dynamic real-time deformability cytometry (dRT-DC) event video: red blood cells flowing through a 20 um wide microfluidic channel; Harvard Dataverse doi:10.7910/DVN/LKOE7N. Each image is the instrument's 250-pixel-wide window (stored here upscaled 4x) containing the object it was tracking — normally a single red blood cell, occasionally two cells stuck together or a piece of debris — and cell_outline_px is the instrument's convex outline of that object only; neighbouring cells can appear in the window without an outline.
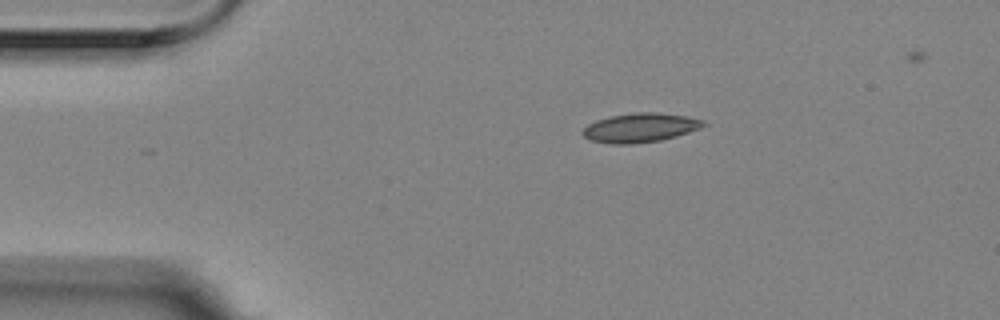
{"species": "Egyptian fruit bat (a non-hibernating species)", "species_latin": "Rousettus aegyptiacus", "temperature_condition": "room temperature", "stored_images_in_passage": 5, "camera_frame_rate_fps": 3000, "um_per_image_px": 0.085, "animal": {"sex": "female"}, "frame": {"image": 1, "passage_image": 1, "time_ms": 0.0, "image_size_px": [1000, 320], "cell_outline_px": [[708, 124], [700, 128], [676, 136], [660, 140], [632, 144], [612, 144], [588, 140], [580, 132], [588, 124], [596, 120], [612, 116], [636, 112], [656, 112], [684, 116], [704, 120]], "centroid_in_image_um": [54.39, 10.86], "position_along_channel_um": 30.6, "area_um2": 20.46}}
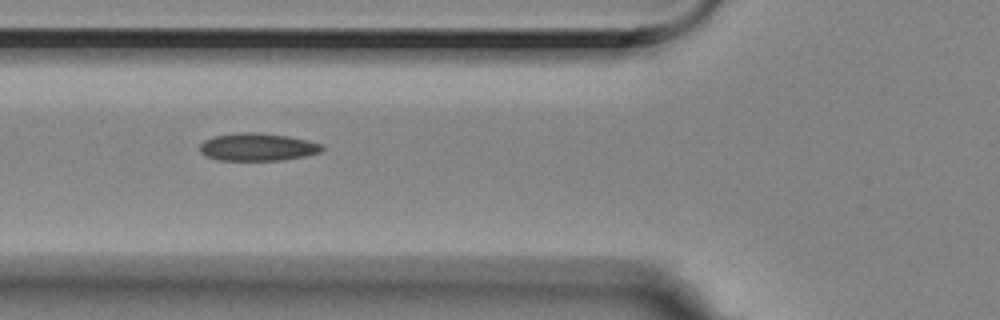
{"frame": {"image": 2, "passage_image": 4, "time_ms": 1.0, "image_size_px": [1000, 320], "cell_outline_px": [[324, 148], [320, 152], [304, 156], [284, 160], [216, 160], [200, 152], [200, 144], [204, 140], [216, 136], [236, 132], [260, 132], [288, 136], [308, 140], [324, 144]], "centroid_in_image_um": [21.92, 12.49], "position_along_channel_um": 103.9, "area_um2": 19.83}}
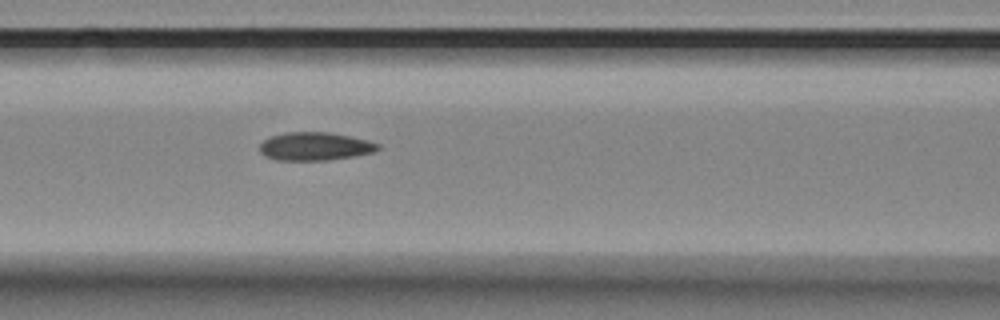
{"frame": {"image": 3, "passage_image": 5, "time_ms": 1.333, "image_size_px": [1000, 320], "cell_outline_px": [[380, 148], [372, 152], [356, 156], [328, 160], [276, 160], [264, 156], [260, 152], [260, 144], [264, 140], [272, 136], [288, 132], [328, 132], [368, 140], [380, 144]], "centroid_in_image_um": [26.77, 12.45], "position_along_channel_um": 139.8, "area_um2": 19.36}}